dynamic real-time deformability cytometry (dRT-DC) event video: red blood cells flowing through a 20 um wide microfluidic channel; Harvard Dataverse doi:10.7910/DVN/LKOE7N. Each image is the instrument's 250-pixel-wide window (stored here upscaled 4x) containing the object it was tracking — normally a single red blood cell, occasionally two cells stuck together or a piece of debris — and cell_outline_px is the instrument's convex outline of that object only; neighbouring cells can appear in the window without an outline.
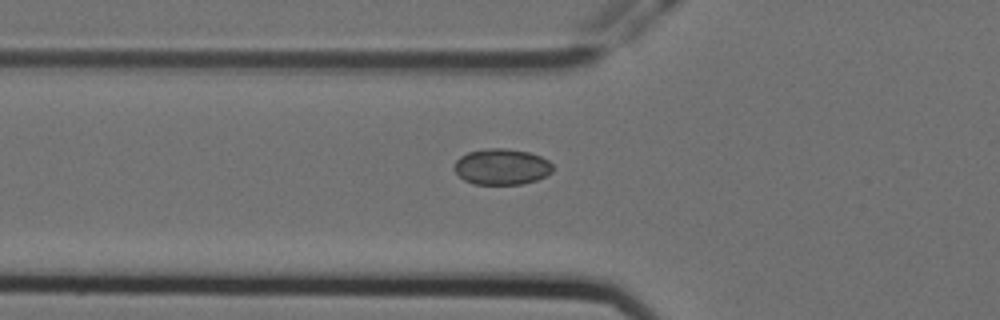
{"species": "Egyptian fruit bat (a non-hibernating species)", "species_latin": "Rousettus aegyptiacus", "temperature_condition": "cold", "stored_images_in_passage": 6, "camera_frame_rate_fps": 3000, "um_per_image_px": 0.085, "animal": {"sex": "female"}, "frame": {"image": 1, "passage_image": 5, "time_ms": 1.333, "image_size_px": [1000, 320], "cell_outline_px": [[552, 172], [536, 180], [520, 184], [472, 184], [464, 180], [452, 168], [456, 160], [460, 156], [468, 152], [488, 148], [504, 148], [528, 152], [540, 156], [548, 160], [552, 164]], "centroid_in_image_um": [42.61, 14.17], "position_along_channel_um": 83.2, "area_um2": 20.63}}
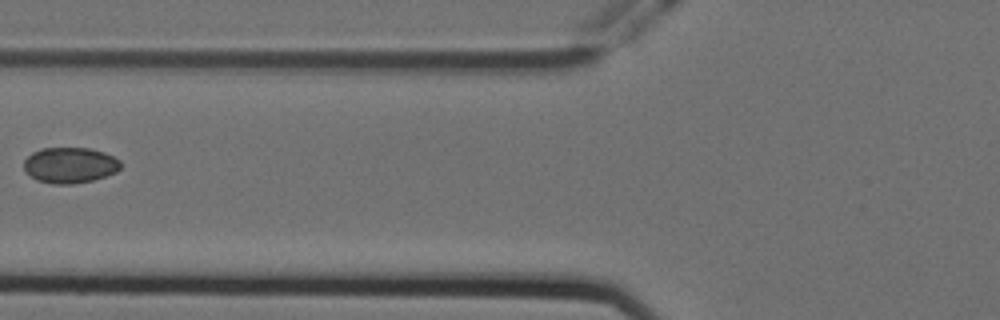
{"frame": {"image": 2, "passage_image": 6, "time_ms": 1.667, "image_size_px": [1000, 320], "cell_outline_px": [[120, 168], [116, 172], [92, 180], [72, 184], [52, 184], [36, 180], [24, 172], [24, 160], [32, 152], [40, 148], [92, 148], [104, 152], [120, 160]], "centroid_in_image_um": [5.91, 14.04], "position_along_channel_um": 119.9, "area_um2": 20.29}}